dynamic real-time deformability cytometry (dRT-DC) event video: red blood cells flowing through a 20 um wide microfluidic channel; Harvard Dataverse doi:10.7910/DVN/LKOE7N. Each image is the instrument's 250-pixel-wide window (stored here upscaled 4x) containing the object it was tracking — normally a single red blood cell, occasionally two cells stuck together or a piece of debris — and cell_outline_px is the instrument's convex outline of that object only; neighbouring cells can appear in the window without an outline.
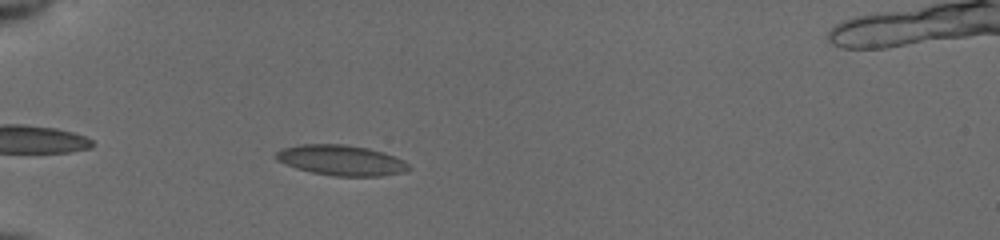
{"species": "common noctule bat (a hibernating species)", "species_latin": "Nyctalus noctula", "temperature_condition": "cold", "stored_images_in_passage": 33, "camera_frame_rate_fps": 3000, "um_per_image_px": 0.085, "animal": {"sex": "female", "body_mass_g": 19.5, "forearm_length_mm": 54.1}, "frame": {"image": 1, "passage_image": 4, "time_ms": 1.0, "image_size_px": [1000, 240], "cell_outline_px": [[412, 168], [408, 172], [380, 176], [336, 176], [312, 172], [296, 168], [284, 164], [276, 160], [272, 156], [280, 148], [300, 144], [344, 144], [368, 148], [384, 152], [404, 160]], "centroid_in_image_um": [28.99, 13.62], "position_along_channel_um": 56.0, "area_um2": 23.87}}
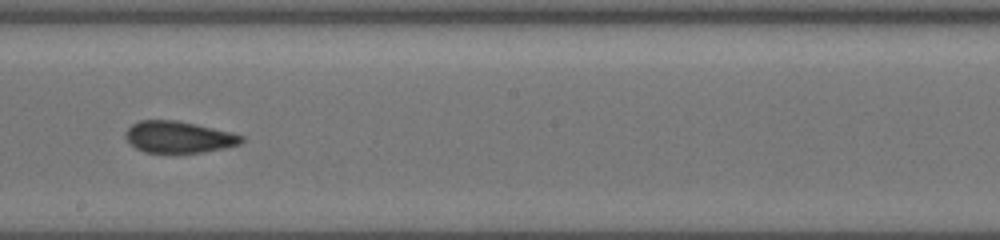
{"frame": {"image": 2, "passage_image": 19, "time_ms": 6.0, "image_size_px": [1000, 240], "cell_outline_px": [[244, 140], [240, 144], [224, 148], [204, 152], [144, 152], [136, 148], [124, 136], [124, 132], [132, 124], [140, 120], [176, 120], [212, 128], [244, 136]], "centroid_in_image_um": [15.16, 11.64], "position_along_channel_um": 233.0, "area_um2": 21.1}}
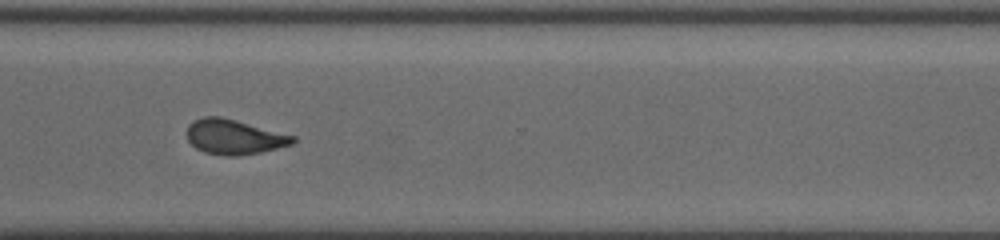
{"frame": {"image": 3, "passage_image": 28, "time_ms": 9.0, "image_size_px": [1000, 240], "cell_outline_px": [[296, 140], [292, 144], [260, 152], [236, 156], [224, 156], [204, 152], [196, 148], [188, 140], [188, 124], [204, 116], [220, 116], [236, 120], [296, 136]], "centroid_in_image_um": [19.9, 11.64], "position_along_channel_um": 350.7, "area_um2": 21.39}, "authors_computed_cell_mechanics": {"area_um2": 21.6172, "velocity_mm_per_s": 3.9319, "shape_relaxation_time_tau1_ms": null, "shape_relaxation_time_tau2_ms": 2.2218, "deformation_change_tau1": null, "deformation_change_tau2": 0.065}}